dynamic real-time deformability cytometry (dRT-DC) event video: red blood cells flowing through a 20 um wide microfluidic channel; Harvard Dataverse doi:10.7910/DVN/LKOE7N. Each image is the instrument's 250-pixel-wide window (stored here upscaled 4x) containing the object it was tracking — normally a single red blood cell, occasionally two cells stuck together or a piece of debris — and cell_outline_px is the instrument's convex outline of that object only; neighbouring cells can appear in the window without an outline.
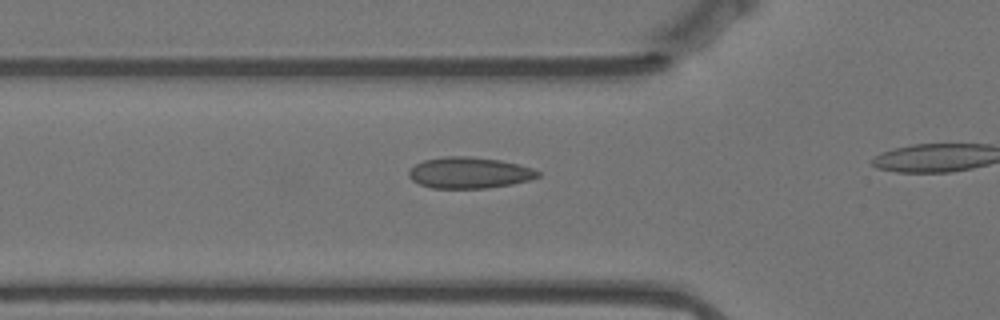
{"species": "Egyptian fruit bat (a non-hibernating species)", "species_latin": "Rousettus aegyptiacus", "temperature_condition": "warm", "stored_images_in_passage": 7, "camera_frame_rate_fps": 3000, "um_per_image_px": 0.085, "animal": {"sex": "female"}, "frame": {"image": 1, "passage_image": 2, "time_ms": 0.333, "image_size_px": [1000, 320], "cell_outline_px": [[540, 176], [528, 180], [512, 184], [488, 188], [432, 188], [420, 184], [412, 180], [408, 176], [408, 172], [416, 164], [424, 160], [444, 156], [468, 156], [500, 160], [532, 168], [540, 172]], "centroid_in_image_um": [39.88, 14.68], "position_along_channel_um": 85.9, "area_um2": 23.35}}
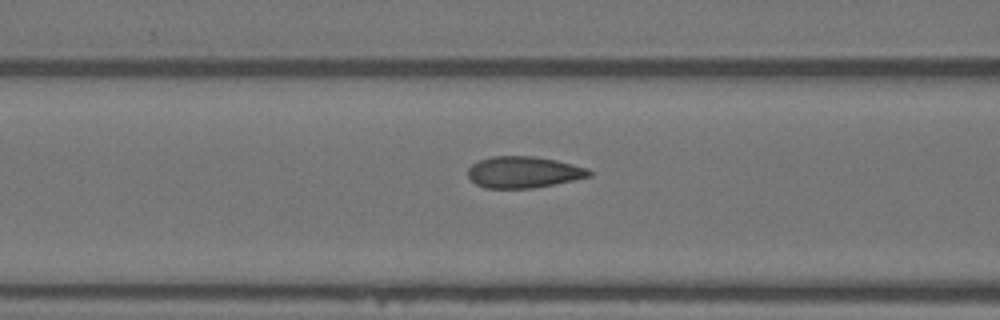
{"frame": {"image": 2, "passage_image": 5, "time_ms": 1.333, "image_size_px": [1000, 320], "cell_outline_px": [[592, 176], [532, 188], [484, 188], [476, 184], [468, 176], [468, 168], [472, 164], [480, 160], [492, 156], [532, 156], [556, 160], [588, 168], [592, 172]], "centroid_in_image_um": [44.49, 14.63], "position_along_channel_um": 122.1, "area_um2": 22.08}}